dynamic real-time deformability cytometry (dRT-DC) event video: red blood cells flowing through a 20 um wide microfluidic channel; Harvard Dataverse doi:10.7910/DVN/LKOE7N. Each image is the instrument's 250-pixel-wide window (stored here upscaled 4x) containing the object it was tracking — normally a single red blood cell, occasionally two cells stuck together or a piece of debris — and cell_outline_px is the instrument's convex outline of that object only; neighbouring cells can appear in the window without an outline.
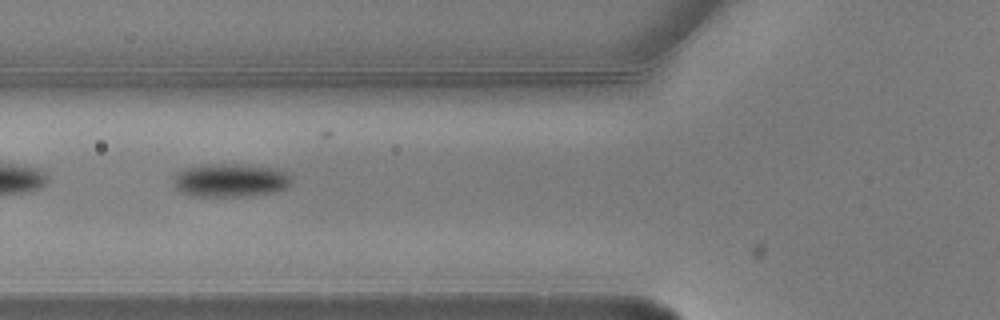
{"species": "common noctule bat (a hibernating species)", "species_latin": "Nyctalus noctula", "temperature_condition": "warm", "stored_images_in_passage": 9, "camera_frame_rate_fps": 3000, "um_per_image_px": 0.085, "animal": {"sex": "male", "body_mass_g": 20.5, "forearm_length_mm": 52.5}, "frame": {"image": 1, "passage_image": 6, "time_ms": 1.667, "image_size_px": [1000, 320], "cell_outline_px": [[288, 188], [272, 192], [244, 196], [192, 196], [180, 192], [176, 188], [176, 176], [184, 168], [208, 164], [240, 164], [276, 168], [288, 172]], "centroid_in_image_um": [19.59, 15.32], "position_along_channel_um": 106.2, "area_um2": 22.6}}
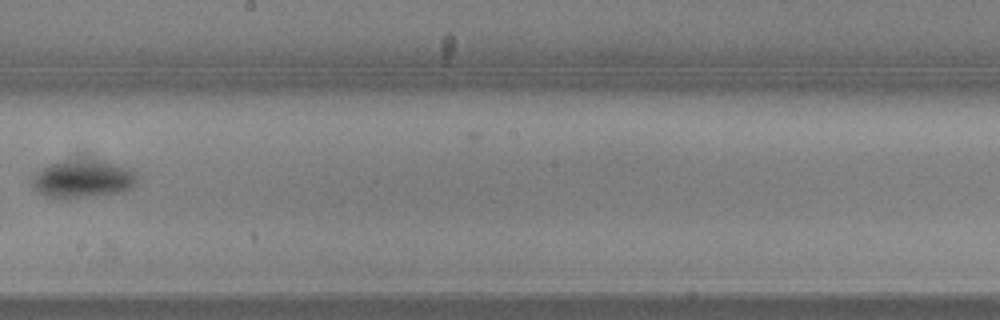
{"frame": {"image": 2, "passage_image": 9, "time_ms": 2.667, "image_size_px": [1000, 320], "cell_outline_px": [[140, 176], [136, 184], [132, 188], [120, 192], [96, 196], [48, 196], [40, 192], [32, 184], [32, 180], [36, 172], [48, 164], [120, 164], [132, 168]], "centroid_in_image_um": [7.17, 15.26], "position_along_channel_um": 241.0, "area_um2": 21.44}}